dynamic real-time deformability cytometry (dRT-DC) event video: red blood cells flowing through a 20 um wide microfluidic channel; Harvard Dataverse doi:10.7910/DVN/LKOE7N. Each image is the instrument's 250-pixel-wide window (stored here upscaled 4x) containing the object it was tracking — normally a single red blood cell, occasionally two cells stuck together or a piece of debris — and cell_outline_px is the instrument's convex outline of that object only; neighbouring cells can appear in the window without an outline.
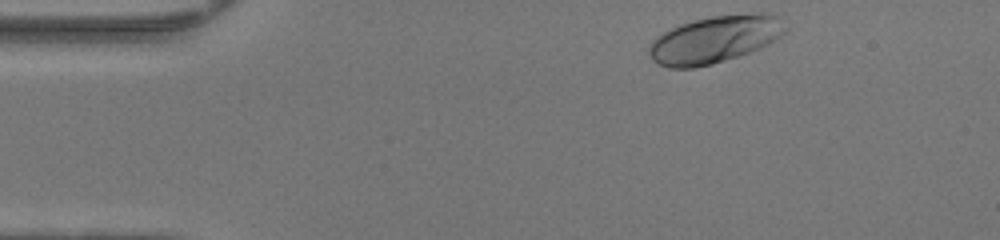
{"species": "human", "species_latin": "Homo sapiens", "temperature_condition": "warm", "stored_images_in_passage": 36, "camera_frame_rate_fps": 3000, "um_per_image_px": 0.085, "donor": {"sex": "female"}, "frame": {"image": 1, "passage_image": 1, "time_ms": 0.0, "image_size_px": [1000, 240], "cell_outline_px": [[788, 32], [776, 40], [760, 48], [740, 56], [712, 64], [696, 68], [668, 68], [652, 60], [648, 56], [648, 48], [652, 40], [656, 36], [680, 24], [692, 20], [712, 16], [760, 12], [768, 12], [780, 16], [788, 28]], "centroid_in_image_um": [60.8, 3.34], "position_along_channel_um": 24.2, "area_um2": 38.21}}
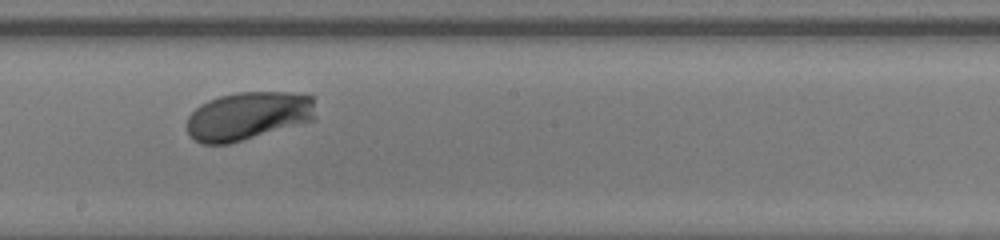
{"frame": {"image": 2, "passage_image": 21, "time_ms": 6.667, "image_size_px": [1000, 240], "cell_outline_px": [[316, 120], [228, 144], [200, 144], [188, 136], [188, 116], [200, 104], [208, 100], [220, 96], [236, 92], [288, 92], [312, 96], [316, 116]], "centroid_in_image_um": [21.09, 9.86], "position_along_channel_um": 227.1, "area_um2": 36.47}}
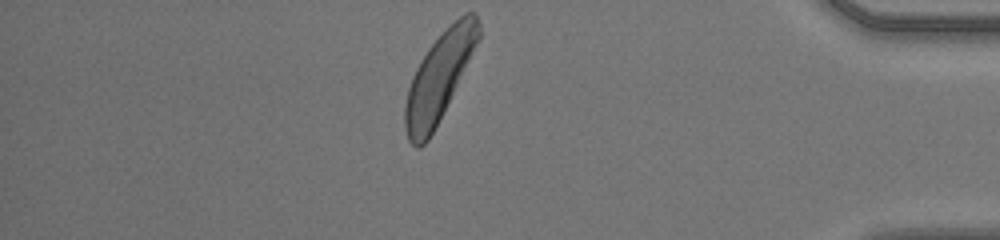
{"frame": {"image": 3, "passage_image": 36, "time_ms": 11.667, "image_size_px": [1000, 240], "cell_outline_px": [[480, 36], [428, 140], [420, 148], [416, 148], [408, 140], [404, 128], [404, 104], [408, 88], [412, 76], [420, 60], [428, 48], [464, 12], [472, 12], [476, 16], [480, 24]], "centroid_in_image_um": [37.26, 6.59], "position_along_channel_um": 397.9, "area_um2": 36.18}, "authors_computed_cell_mechanics": {"area_um2": 35.7782, "velocity_mm_per_s": 4.1837, "shape_relaxation_time_tau1_ms": 1.6825, "shape_relaxation_time_tau2_ms": null, "deformation_change_tau1": 0.1403, "deformation_change_tau2": null}}